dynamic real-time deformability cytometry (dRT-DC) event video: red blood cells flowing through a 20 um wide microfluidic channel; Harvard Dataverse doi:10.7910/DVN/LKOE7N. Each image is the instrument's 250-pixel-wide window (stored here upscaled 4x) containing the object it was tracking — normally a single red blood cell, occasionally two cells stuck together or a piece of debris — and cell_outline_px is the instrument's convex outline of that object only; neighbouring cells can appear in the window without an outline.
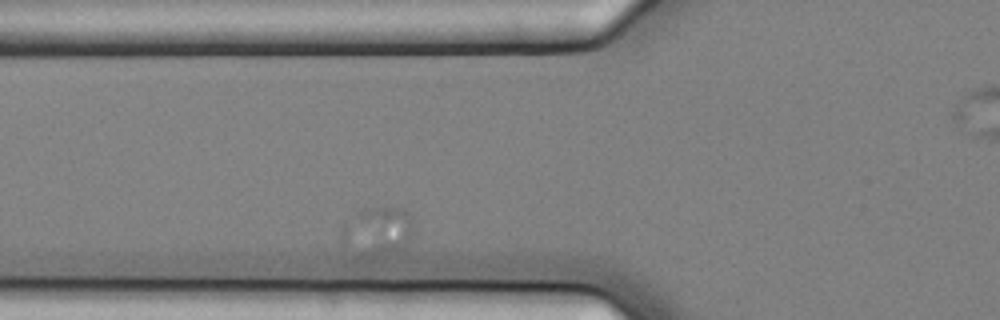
{"species": "common noctule bat (a hibernating species)", "species_latin": "Nyctalus noctula", "temperature_condition": "cold", "stored_images_in_passage": 5, "camera_frame_rate_fps": 3000, "um_per_image_px": 0.085, "animal": {"sex": "female", "body_mass_g": 25.1}, "frame": {"image": 1, "passage_image": 4, "time_ms": 1.0, "image_size_px": [1000, 320], "cell_outline_px": [[412, 236], [408, 244], [404, 248], [396, 252], [368, 256], [360, 256], [360, 212], [368, 208], [404, 208], [408, 212], [412, 228]], "centroid_in_image_um": [32.65, 19.62], "position_along_channel_um": 93.1, "area_um2": 16.01}}